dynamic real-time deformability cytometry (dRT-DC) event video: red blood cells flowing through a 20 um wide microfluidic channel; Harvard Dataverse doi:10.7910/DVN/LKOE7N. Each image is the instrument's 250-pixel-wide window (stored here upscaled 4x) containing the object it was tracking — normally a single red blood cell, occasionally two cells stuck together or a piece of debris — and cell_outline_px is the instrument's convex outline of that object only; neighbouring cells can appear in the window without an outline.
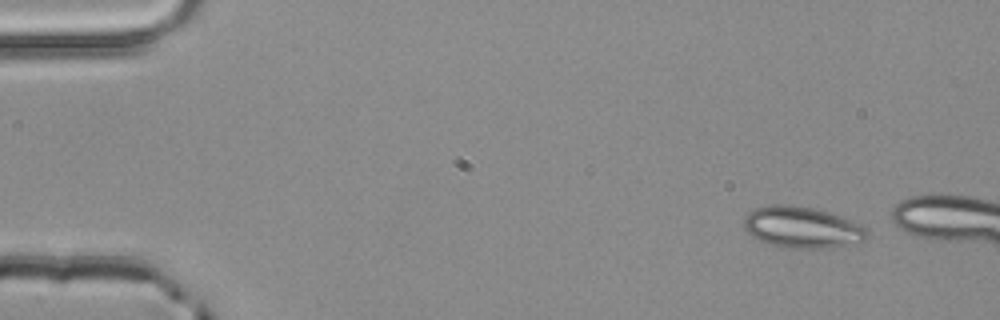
{"species": "common noctule bat (a hibernating species)", "species_latin": "Nyctalus noctula", "temperature_condition": "room temperature", "stored_images_in_passage": 4, "camera_frame_rate_fps": 3000, "um_per_image_px": 0.085, "animal": {"sex": "male", "body_mass_g": 20.4}, "frame": {"image": 1, "passage_image": 1, "time_ms": 0.0, "image_size_px": [1000, 320], "cell_outline_px": [[868, 236], [864, 240], [828, 248], [792, 248], [772, 244], [760, 240], [752, 236], [744, 228], [744, 216], [748, 212], [756, 208], [768, 204], [792, 204], [812, 208], [828, 212], [860, 224], [868, 232]], "centroid_in_image_um": [68.13, 19.3], "position_along_channel_um": 16.9, "area_um2": 29.36}}